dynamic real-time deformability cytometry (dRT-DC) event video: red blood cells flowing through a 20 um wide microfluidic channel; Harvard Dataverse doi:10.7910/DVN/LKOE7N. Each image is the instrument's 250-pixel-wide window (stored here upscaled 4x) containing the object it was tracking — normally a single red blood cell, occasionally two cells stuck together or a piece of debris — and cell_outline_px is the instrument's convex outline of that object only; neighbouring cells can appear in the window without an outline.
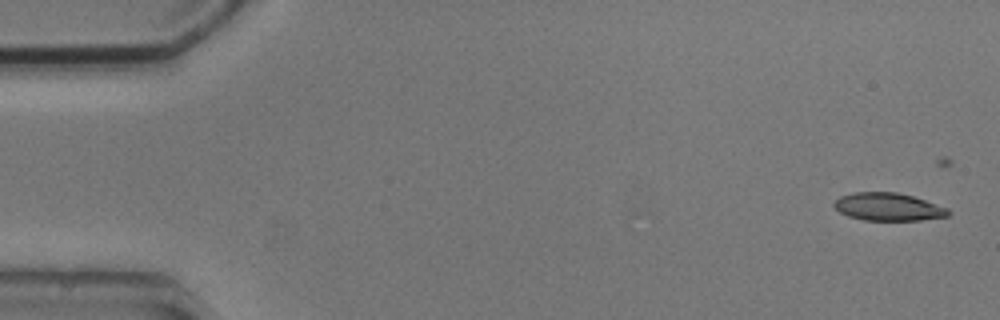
{"species": "common noctule bat (a hibernating species)", "species_latin": "Nyctalus noctula", "temperature_condition": "cold", "stored_images_in_passage": 5, "camera_frame_rate_fps": 3000, "um_per_image_px": 0.085, "animal": {"sex": "male", "body_mass_g": 20.5, "forearm_length_mm": 52.5}, "frame": {"image": 1, "passage_image": 1, "time_ms": 0.0, "image_size_px": [1000, 320], "cell_outline_px": [[952, 212], [948, 216], [920, 220], [864, 220], [848, 216], [840, 212], [832, 204], [840, 196], [856, 192], [896, 192], [912, 196], [948, 208]], "centroid_in_image_um": [75.5, 17.58], "position_along_channel_um": 9.5, "area_um2": 18.38}}
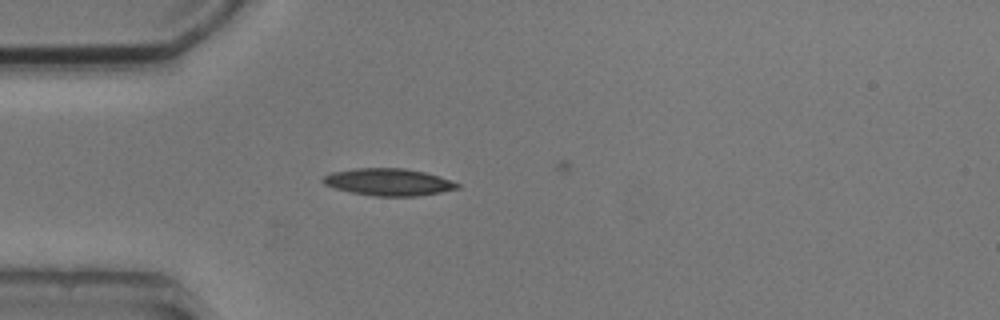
{"frame": {"image": 2, "passage_image": 4, "time_ms": 4.333, "image_size_px": [1000, 320], "cell_outline_px": [[460, 188], [440, 192], [416, 196], [376, 196], [352, 192], [336, 188], [324, 184], [320, 180], [324, 176], [332, 172], [352, 168], [404, 168], [424, 172], [460, 184]], "centroid_in_image_um": [32.98, 15.47], "position_along_channel_um": 52.0, "area_um2": 20.98}}